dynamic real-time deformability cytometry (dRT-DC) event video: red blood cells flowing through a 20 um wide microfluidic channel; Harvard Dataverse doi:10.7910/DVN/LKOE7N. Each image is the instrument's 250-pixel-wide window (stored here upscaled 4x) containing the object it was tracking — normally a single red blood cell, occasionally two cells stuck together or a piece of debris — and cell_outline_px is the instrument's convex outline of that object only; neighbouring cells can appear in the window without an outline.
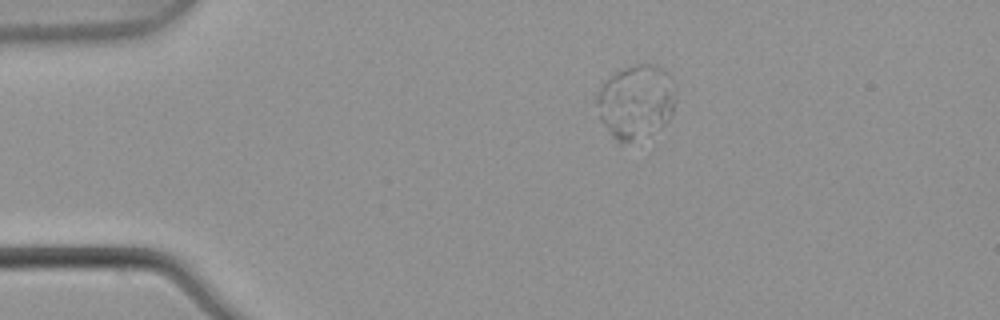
{"species": "common noctule bat (a hibernating species)", "species_latin": "Nyctalus noctula", "temperature_condition": "warm", "stored_images_in_passage": 8, "camera_frame_rate_fps": 3000, "um_per_image_px": 0.085, "animal": {"sex": "male", "body_mass_g": 21.5, "forearm_length_mm": 52.0}, "frame": {"image": 1, "passage_image": 3, "time_ms": 0.667, "image_size_px": [1000, 320], "cell_outline_px": [[676, 88], [672, 112], [668, 120], [660, 128], [620, 144], [612, 136], [600, 120], [596, 104], [596, 96], [600, 88], [616, 72], [624, 68], [636, 64], [652, 64], [668, 72], [672, 76]], "centroid_in_image_um": [54.06, 8.61], "position_along_channel_um": 30.9, "area_um2": 33.7}}
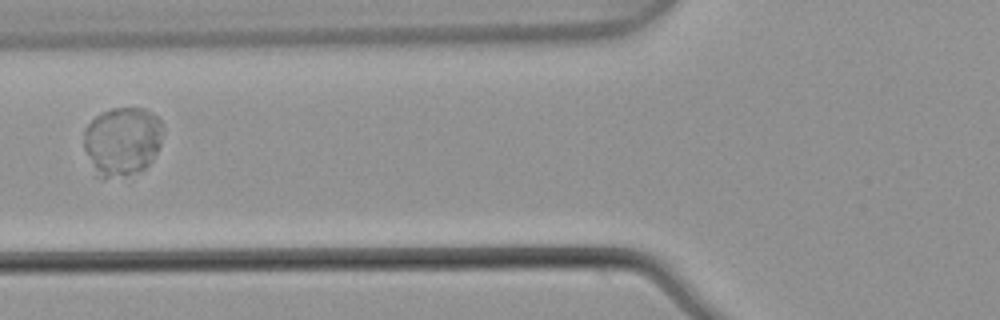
{"frame": {"image": 2, "passage_image": 5, "time_ms": 1.333, "image_size_px": [1000, 320], "cell_outline_px": [[164, 128], [160, 144], [152, 160], [144, 168], [136, 172], [104, 180], [96, 176], [84, 148], [84, 128], [100, 112], [112, 108], [144, 108], [152, 112], [164, 124]], "centroid_in_image_um": [10.38, 11.99], "position_along_channel_um": 115.4, "area_um2": 32.08}}
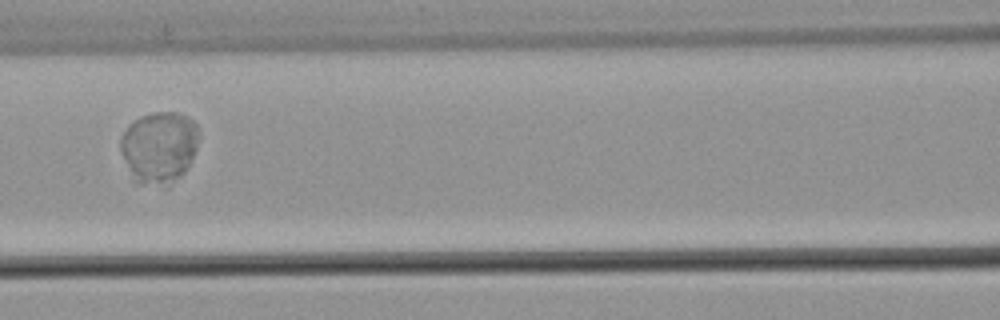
{"frame": {"image": 3, "passage_image": 6, "time_ms": 1.667, "image_size_px": [1000, 320], "cell_outline_px": [[200, 136], [192, 160], [184, 172], [168, 188], [140, 184], [132, 172], [120, 148], [120, 140], [128, 124], [140, 116], [156, 112], [176, 112], [192, 120], [200, 128]], "centroid_in_image_um": [13.58, 12.51], "position_along_channel_um": 153.0, "area_um2": 32.77}}